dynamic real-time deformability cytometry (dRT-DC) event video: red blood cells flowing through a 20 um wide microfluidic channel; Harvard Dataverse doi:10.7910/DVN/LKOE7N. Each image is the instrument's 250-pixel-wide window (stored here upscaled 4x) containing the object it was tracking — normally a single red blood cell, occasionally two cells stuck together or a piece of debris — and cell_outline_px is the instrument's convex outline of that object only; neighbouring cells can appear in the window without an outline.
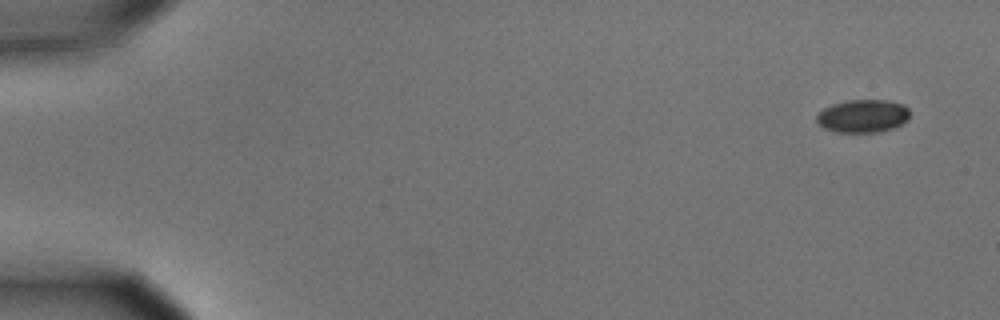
{"species": "common noctule bat (a hibernating species)", "species_latin": "Nyctalus noctula", "temperature_condition": "cold", "stored_images_in_passage": 4, "camera_frame_rate_fps": 3000, "um_per_image_px": 0.085, "animal": {"sex": "male", "body_mass_g": 15.6}, "frame": {"image": 1, "passage_image": 1, "time_ms": 0.0, "image_size_px": [1000, 320], "cell_outline_px": [[908, 120], [892, 128], [880, 132], [836, 132], [824, 128], [816, 120], [816, 116], [824, 108], [832, 104], [848, 100], [888, 100], [904, 104], [908, 108]], "centroid_in_image_um": [73.34, 9.86], "position_along_channel_um": 11.7, "area_um2": 17.86}}